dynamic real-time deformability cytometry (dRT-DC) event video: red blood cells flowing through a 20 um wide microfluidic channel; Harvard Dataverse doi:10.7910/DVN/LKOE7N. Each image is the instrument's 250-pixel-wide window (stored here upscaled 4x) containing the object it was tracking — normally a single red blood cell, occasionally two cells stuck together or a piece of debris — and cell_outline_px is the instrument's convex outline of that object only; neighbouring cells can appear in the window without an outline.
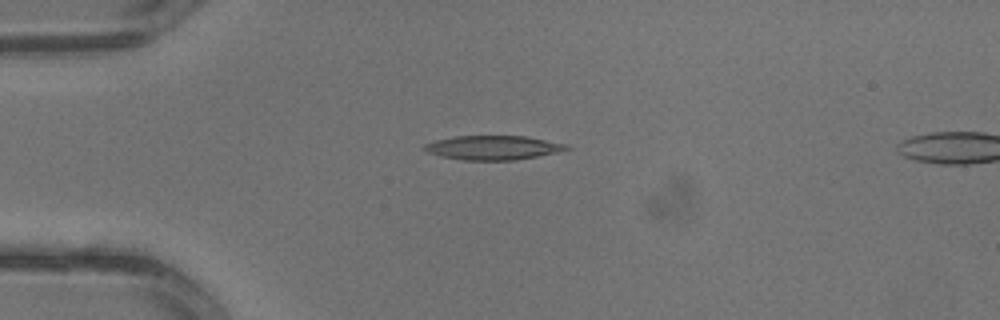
{"species": "common noctule bat (a hibernating species)", "species_latin": "Nyctalus noctula", "temperature_condition": "warm", "stored_images_in_passage": 2, "camera_frame_rate_fps": 3000, "um_per_image_px": 0.085, "animal": {"sex": "male", "body_mass_g": 13.3}, "frame": {"image": 1, "passage_image": 1, "time_ms": 0.0, "image_size_px": [1000, 320], "cell_outline_px": [[572, 148], [556, 152], [516, 160], [464, 160], [440, 156], [428, 152], [420, 148], [424, 144], [436, 140], [456, 136], [524, 136], [568, 144]], "centroid_in_image_um": [41.88, 12.55], "position_along_channel_um": 43.1, "area_um2": 19.94}}